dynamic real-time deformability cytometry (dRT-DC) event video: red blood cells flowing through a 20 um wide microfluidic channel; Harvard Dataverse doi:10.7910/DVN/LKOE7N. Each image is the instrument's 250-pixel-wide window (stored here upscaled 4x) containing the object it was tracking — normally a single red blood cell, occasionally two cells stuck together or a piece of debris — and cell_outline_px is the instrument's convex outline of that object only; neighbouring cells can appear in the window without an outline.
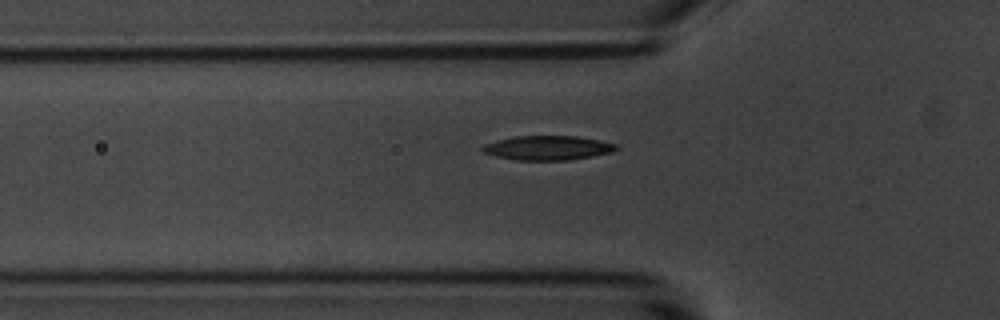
{"species": "common noctule bat (a hibernating species)", "species_latin": "Nyctalus noctula", "temperature_condition": "room temperature", "stored_images_in_passage": 7, "camera_frame_rate_fps": 3000, "um_per_image_px": 0.085, "animal": {"sex": "male", "body_mass_g": 20.1, "forearm_length_mm": 53.5}, "frame": {"image": 1, "passage_image": 7, "time_ms": 7.667, "image_size_px": [1000, 320], "cell_outline_px": [[620, 148], [612, 152], [592, 156], [564, 160], [516, 160], [496, 156], [484, 152], [480, 148], [484, 144], [496, 140], [512, 136], [576, 136], [600, 140], [616, 144]], "centroid_in_image_um": [46.55, 12.56], "position_along_channel_um": 79.3, "area_um2": 18.96}}